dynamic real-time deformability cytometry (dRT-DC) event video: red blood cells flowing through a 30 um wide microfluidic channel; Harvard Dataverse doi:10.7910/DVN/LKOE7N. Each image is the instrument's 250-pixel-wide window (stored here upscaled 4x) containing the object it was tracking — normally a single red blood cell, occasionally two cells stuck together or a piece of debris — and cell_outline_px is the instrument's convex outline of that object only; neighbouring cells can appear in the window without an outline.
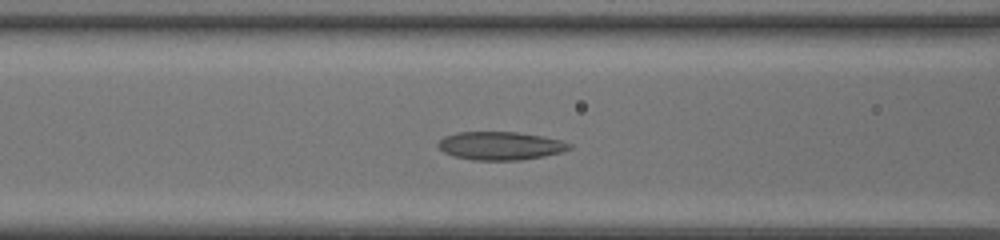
{"species": "common noctule bat (a hibernating species)", "species_latin": "Nyctalus noctula", "temperature_condition": "room temperature", "stored_images_in_passage": 39, "camera_frame_rate_fps": 3000, "um_per_image_px": 0.085, "animal": {"sex": "female", "body_mass_g": 20.0, "forearm_length_mm": 54.0}, "frame": {"image": 1, "passage_image": 13, "time_ms": 4.0, "image_size_px": [1000, 240], "cell_outline_px": [[572, 148], [564, 152], [544, 156], [520, 160], [472, 160], [452, 156], [444, 152], [436, 144], [444, 136], [456, 132], [516, 132], [544, 136], [560, 140], [572, 144]], "centroid_in_image_um": [42.54, 12.39], "position_along_channel_um": 124.1, "area_um2": 21.79}}
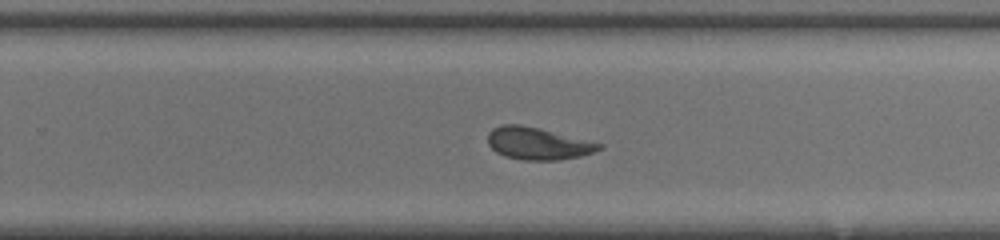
{"frame": {"image": 2, "passage_image": 24, "time_ms": 7.667, "image_size_px": [1000, 240], "cell_outline_px": [[604, 148], [580, 156], [560, 160], [524, 160], [504, 156], [496, 152], [488, 144], [488, 132], [492, 128], [500, 124], [520, 124], [604, 144]], "centroid_in_image_um": [45.69, 12.2], "position_along_channel_um": 284.1, "area_um2": 20.81}}
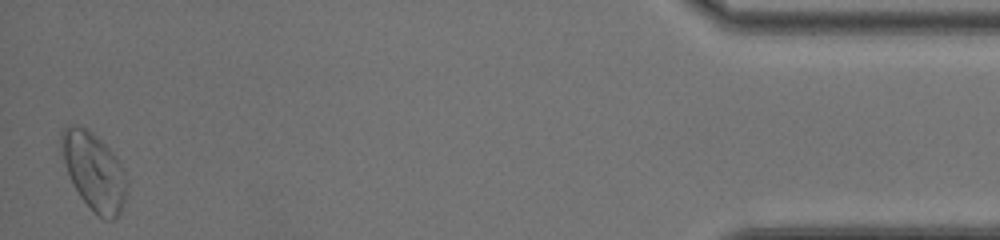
{"frame": {"image": 3, "passage_image": 39, "time_ms": 12.667, "image_size_px": [1000, 240], "cell_outline_px": [[128, 184], [124, 200], [120, 212], [112, 220], [104, 220], [92, 212], [80, 196], [72, 184], [64, 160], [60, 140], [60, 132], [64, 124], [76, 124], [92, 132], [116, 156], [128, 180]], "centroid_in_image_um": [7.97, 14.56], "position_along_channel_um": 427.2, "area_um2": 29.59}, "authors_computed_cell_mechanics": {"area_um2": 21.5016, "velocity_mm_per_s": 4.3759, "shape_relaxation_time_tau1_ms": 3.8142, "shape_relaxation_time_tau2_ms": 2.2917, "deformation_change_tau1": 0.1156, "deformation_change_tau2": 0.0753}}